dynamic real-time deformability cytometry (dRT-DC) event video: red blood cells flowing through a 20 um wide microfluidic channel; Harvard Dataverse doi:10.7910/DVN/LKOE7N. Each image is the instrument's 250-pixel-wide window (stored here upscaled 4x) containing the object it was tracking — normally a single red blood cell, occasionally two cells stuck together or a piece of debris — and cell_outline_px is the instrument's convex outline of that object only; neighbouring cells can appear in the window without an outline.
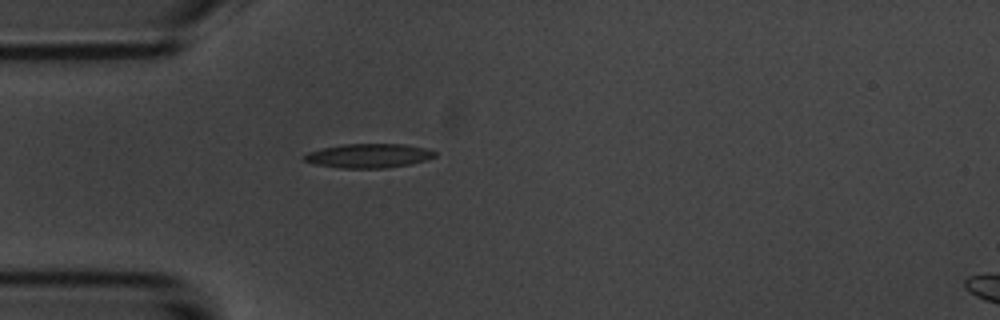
{"species": "common noctule bat (a hibernating species)", "species_latin": "Nyctalus noctula", "temperature_condition": "room temperature", "stored_images_in_passage": 1, "camera_frame_rate_fps": 3000, "um_per_image_px": 0.085, "animal": {"sex": "male", "body_mass_g": 20.1, "forearm_length_mm": 53.5}, "frame": {"image": 1, "passage_image": 1, "time_ms": 0.0, "image_size_px": [1000, 320], "cell_outline_px": [[436, 156], [428, 160], [388, 168], [340, 168], [316, 164], [304, 160], [304, 156], [308, 152], [324, 148], [344, 144], [408, 144], [428, 148], [436, 152]], "centroid_in_image_um": [31.41, 13.23], "position_along_channel_um": 53.6, "area_um2": 18.38}}